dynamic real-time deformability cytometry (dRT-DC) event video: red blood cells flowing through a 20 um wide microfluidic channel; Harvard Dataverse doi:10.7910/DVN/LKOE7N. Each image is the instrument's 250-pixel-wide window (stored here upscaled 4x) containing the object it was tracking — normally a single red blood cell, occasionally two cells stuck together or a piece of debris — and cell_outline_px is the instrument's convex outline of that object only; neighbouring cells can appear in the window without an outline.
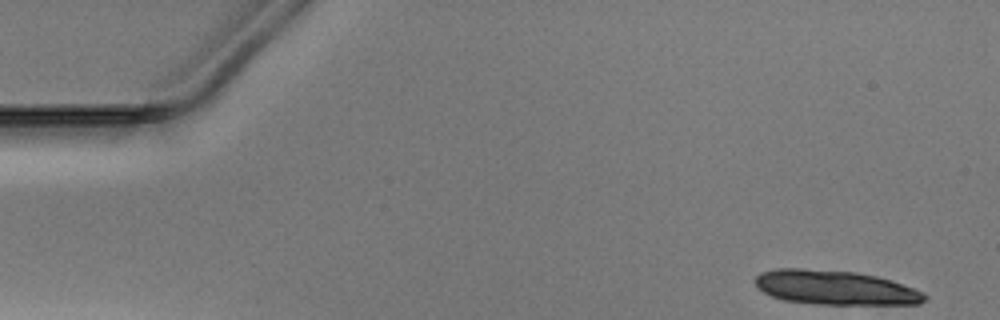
{"species": "Egyptian fruit bat (a non-hibernating species)", "species_latin": "Rousettus aegyptiacus", "temperature_condition": "warm", "stored_images_in_passage": 12, "camera_frame_rate_fps": 3000, "um_per_image_px": 0.085, "animal": {"sex": "male"}, "frame": {"image": 1, "passage_image": 1, "time_ms": 0.0, "image_size_px": [1000, 320], "cell_outline_px": [[928, 300], [920, 304], [816, 304], [784, 300], [772, 296], [764, 292], [756, 284], [756, 276], [760, 272], [776, 268], [800, 268], [856, 272], [876, 276], [892, 280], [924, 292], [928, 296]], "centroid_in_image_um": [71.03, 24.44], "position_along_channel_um": 14.0, "area_um2": 33.99}}